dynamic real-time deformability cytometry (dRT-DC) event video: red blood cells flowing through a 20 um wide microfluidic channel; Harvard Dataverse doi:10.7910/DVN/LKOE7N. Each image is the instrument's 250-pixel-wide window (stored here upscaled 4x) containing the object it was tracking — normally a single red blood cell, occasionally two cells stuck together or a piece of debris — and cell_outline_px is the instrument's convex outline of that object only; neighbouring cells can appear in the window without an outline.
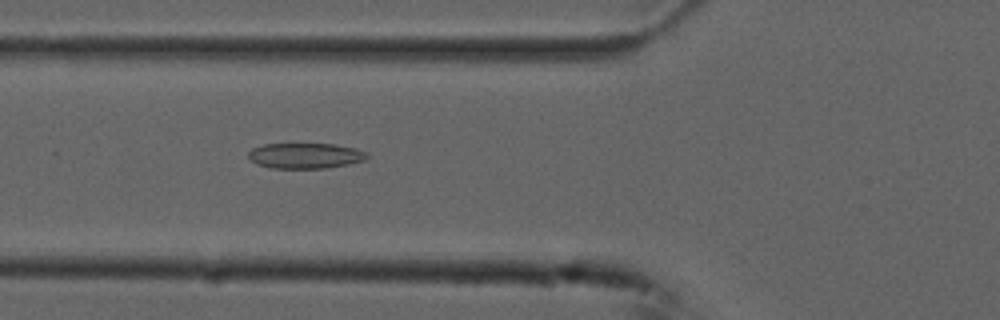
{"species": "common noctule bat (a hibernating species)", "species_latin": "Nyctalus noctula", "temperature_condition": "cold", "stored_images_in_passage": 49, "camera_frame_rate_fps": 3000, "um_per_image_px": 0.085, "animal": {"sex": "male", "forearm_length_mm": 52.5}, "frame": {"image": 1, "passage_image": 15, "time_ms": 4.667, "image_size_px": [1000, 320], "cell_outline_px": [[368, 156], [364, 160], [348, 164], [328, 168], [272, 168], [256, 164], [248, 156], [248, 152], [252, 148], [264, 144], [332, 144], [356, 148], [368, 152]], "centroid_in_image_um": [25.96, 13.23], "position_along_channel_um": 99.8, "area_um2": 17.63}}
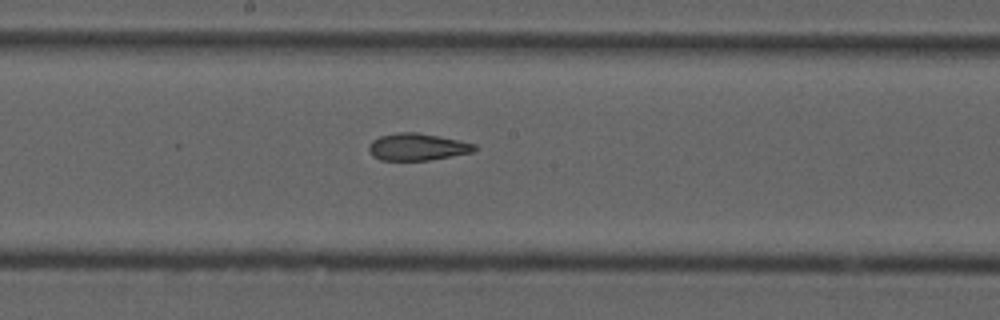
{"frame": {"image": 2, "passage_image": 24, "time_ms": 7.667, "image_size_px": [1000, 320], "cell_outline_px": [[476, 148], [472, 152], [452, 156], [428, 160], [380, 160], [372, 156], [368, 148], [368, 144], [372, 140], [380, 136], [400, 132], [416, 132], [440, 136], [476, 144]], "centroid_in_image_um": [35.44, 12.48], "position_along_channel_um": 212.8, "area_um2": 16.65}}
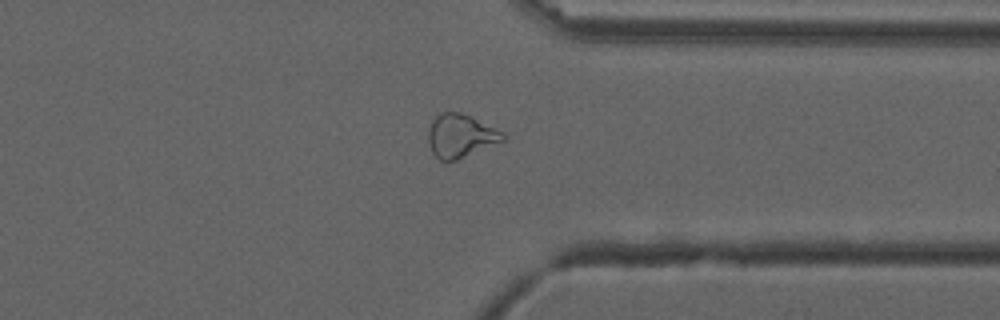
{"frame": {"image": 3, "passage_image": 37, "time_ms": 12.0, "image_size_px": [1000, 320], "cell_outline_px": [[508, 136], [504, 140], [456, 160], [440, 160], [432, 152], [428, 140], [428, 128], [432, 120], [440, 112], [460, 112], [504, 132]], "centroid_in_image_um": [39.13, 11.53], "position_along_channel_um": 372.3, "area_um2": 18.61}, "authors_computed_cell_mechanics": {"area_um2": 18.7272, "velocity_mm_per_s": 3.747, "shape_relaxation_time_tau1_ms": null, "shape_relaxation_time_tau2_ms": 2.5584, "deformation_change_tau1": null, "deformation_change_tau2": 0.1095}}